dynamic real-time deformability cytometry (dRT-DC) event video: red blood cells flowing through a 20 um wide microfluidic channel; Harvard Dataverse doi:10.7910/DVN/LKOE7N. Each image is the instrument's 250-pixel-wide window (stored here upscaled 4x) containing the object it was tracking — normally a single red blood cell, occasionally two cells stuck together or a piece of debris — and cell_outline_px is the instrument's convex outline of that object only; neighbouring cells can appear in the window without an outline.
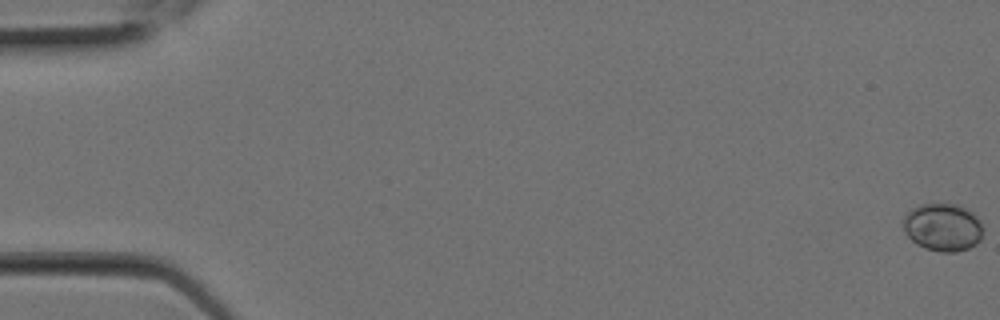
{"species": "Egyptian fruit bat (a non-hibernating species)", "species_latin": "Rousettus aegyptiacus", "temperature_condition": "room temperature", "stored_images_in_passage": 7, "camera_frame_rate_fps": 3000, "um_per_image_px": 0.085, "animal": {"sex": "female"}, "frame": {"image": 1, "passage_image": 1, "time_ms": 0.0, "image_size_px": [1000, 320], "cell_outline_px": [[984, 228], [980, 240], [976, 244], [968, 248], [956, 252], [940, 252], [924, 248], [916, 244], [904, 232], [904, 216], [912, 208], [920, 204], [956, 204], [968, 208], [980, 220]], "centroid_in_image_um": [80.16, 19.31], "position_along_channel_um": 4.8, "area_um2": 22.43}}
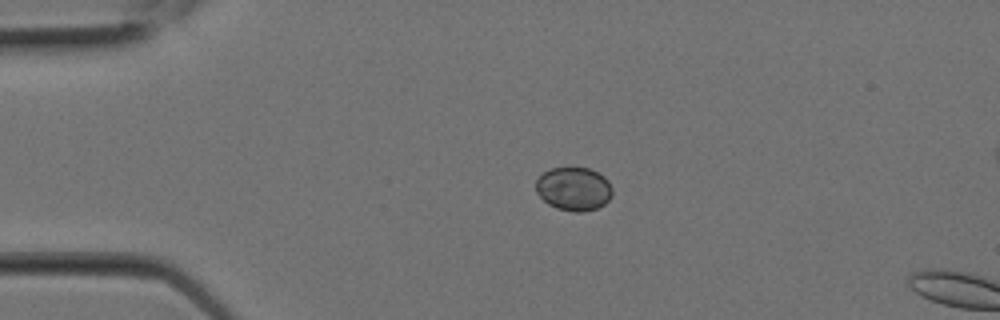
{"frame": {"image": 2, "passage_image": 6, "time_ms": 1.667, "image_size_px": [1000, 320], "cell_outline_px": [[612, 196], [604, 204], [596, 208], [580, 212], [572, 212], [556, 208], [548, 204], [536, 192], [536, 180], [544, 172], [552, 168], [588, 168], [604, 176], [608, 180], [612, 188]], "centroid_in_image_um": [48.77, 16.06], "position_along_channel_um": 36.2, "area_um2": 19.31}}